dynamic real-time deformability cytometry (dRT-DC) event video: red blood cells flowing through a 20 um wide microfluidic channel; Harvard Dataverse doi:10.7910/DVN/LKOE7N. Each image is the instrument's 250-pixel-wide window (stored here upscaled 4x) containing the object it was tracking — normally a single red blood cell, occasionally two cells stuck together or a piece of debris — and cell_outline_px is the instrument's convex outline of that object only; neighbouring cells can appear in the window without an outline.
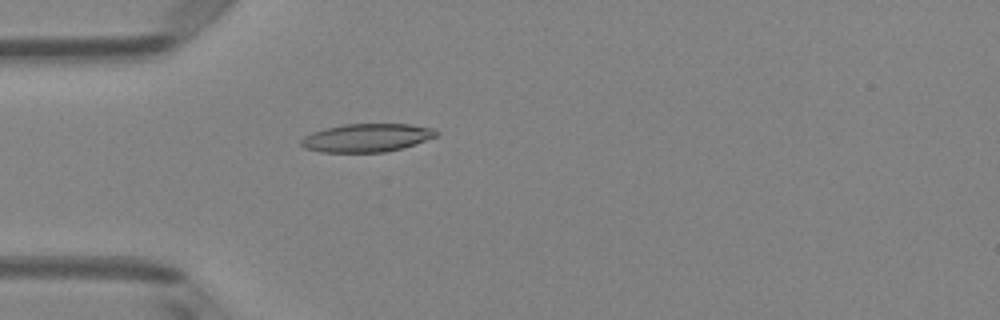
{"species": "Egyptian fruit bat (a non-hibernating species)", "species_latin": "Rousettus aegyptiacus", "temperature_condition": "room temperature", "stored_images_in_passage": 2, "camera_frame_rate_fps": 3000, "um_per_image_px": 0.085, "animal": {"sex": "female"}, "frame": {"image": 1, "passage_image": 2, "time_ms": 0.333, "image_size_px": [1000, 320], "cell_outline_px": [[440, 132], [436, 136], [404, 148], [384, 152], [320, 152], [304, 148], [300, 144], [300, 140], [304, 136], [312, 132], [344, 124], [408, 124], [432, 128]], "centroid_in_image_um": [31.16, 11.72], "position_along_channel_um": 53.8, "area_um2": 22.2}}